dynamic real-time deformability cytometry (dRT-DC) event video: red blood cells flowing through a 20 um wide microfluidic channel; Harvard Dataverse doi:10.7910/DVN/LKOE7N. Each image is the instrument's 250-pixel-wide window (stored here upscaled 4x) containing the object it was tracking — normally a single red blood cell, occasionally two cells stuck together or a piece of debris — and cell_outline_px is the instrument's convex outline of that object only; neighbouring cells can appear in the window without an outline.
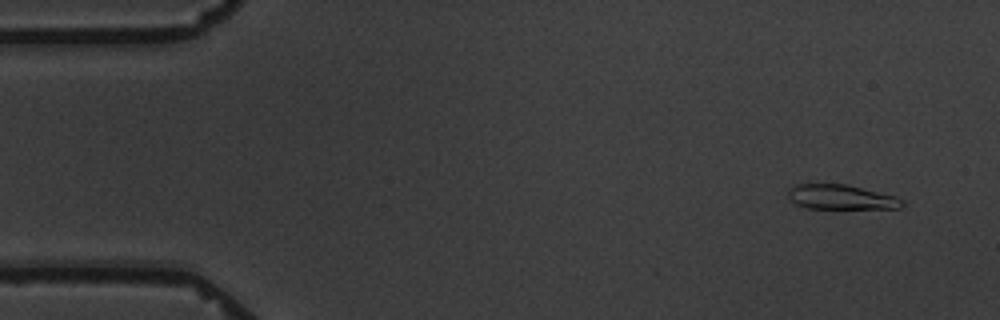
{"species": "common noctule bat (a hibernating species)", "species_latin": "Nyctalus noctula", "temperature_condition": "warm", "stored_images_in_passage": 6, "camera_frame_rate_fps": 3000, "um_per_image_px": 0.085, "animal": {"sex": "male", "body_mass_g": 19.5, "forearm_length_mm": 54.6}, "frame": {"image": 1, "passage_image": 2, "time_ms": 1.0, "image_size_px": [1000, 320], "cell_outline_px": [[904, 204], [900, 208], [808, 208], [796, 204], [788, 196], [788, 188], [796, 184], [848, 184], [896, 196], [904, 200]], "centroid_in_image_um": [71.5, 16.74], "position_along_channel_um": 13.5, "area_um2": 16.42}}